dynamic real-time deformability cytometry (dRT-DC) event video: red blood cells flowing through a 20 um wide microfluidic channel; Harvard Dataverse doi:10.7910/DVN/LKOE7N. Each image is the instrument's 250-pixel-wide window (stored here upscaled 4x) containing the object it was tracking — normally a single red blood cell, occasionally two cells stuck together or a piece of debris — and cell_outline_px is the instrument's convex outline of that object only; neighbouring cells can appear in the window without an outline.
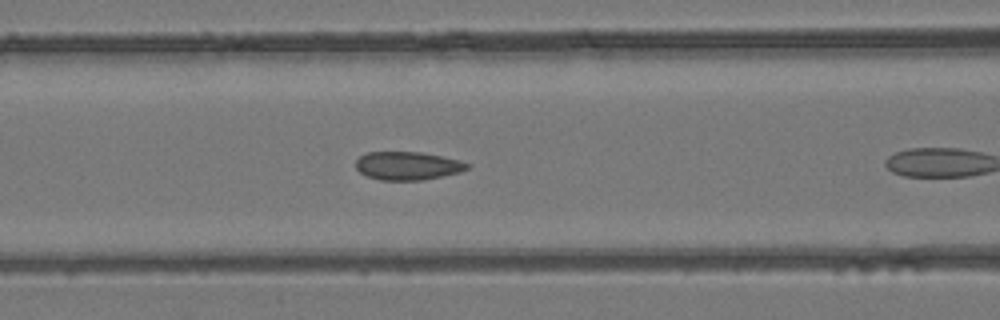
{"species": "common noctule bat (a hibernating species)", "species_latin": "Nyctalus noctula", "temperature_condition": "room temperature", "stored_images_in_passage": 13, "camera_frame_rate_fps": 3000, "um_per_image_px": 0.085, "animal": {"sex": "female", "body_mass_g": 24.6, "forearm_length_mm": 56.2}, "frame": {"image": 1, "passage_image": 6, "time_ms": 1.667, "image_size_px": [1000, 320], "cell_outline_px": [[472, 164], [468, 168], [460, 172], [424, 180], [380, 180], [368, 176], [360, 172], [356, 168], [356, 160], [360, 156], [368, 152], [420, 152], [460, 160]], "centroid_in_image_um": [34.66, 14.09], "position_along_channel_um": 131.9, "area_um2": 18.32}}
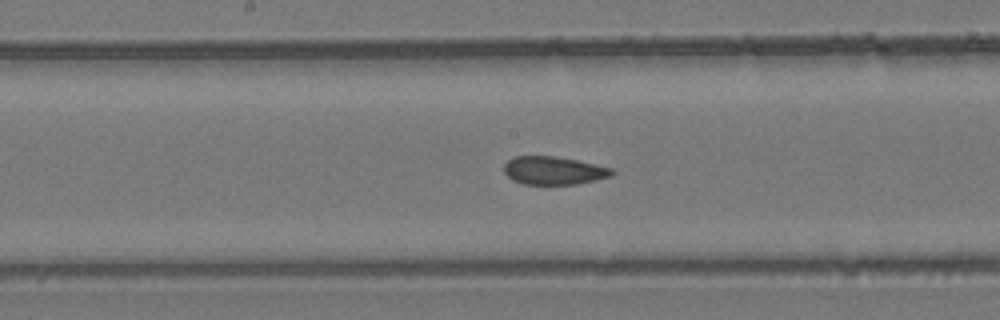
{"frame": {"image": 2, "passage_image": 11, "time_ms": 3.333, "image_size_px": [1000, 320], "cell_outline_px": [[616, 172], [612, 176], [596, 180], [576, 184], [524, 184], [512, 180], [504, 172], [504, 164], [512, 156], [552, 156], [576, 160], [616, 168]], "centroid_in_image_um": [47.1, 14.49], "position_along_channel_um": 201.1, "area_um2": 17.86}}